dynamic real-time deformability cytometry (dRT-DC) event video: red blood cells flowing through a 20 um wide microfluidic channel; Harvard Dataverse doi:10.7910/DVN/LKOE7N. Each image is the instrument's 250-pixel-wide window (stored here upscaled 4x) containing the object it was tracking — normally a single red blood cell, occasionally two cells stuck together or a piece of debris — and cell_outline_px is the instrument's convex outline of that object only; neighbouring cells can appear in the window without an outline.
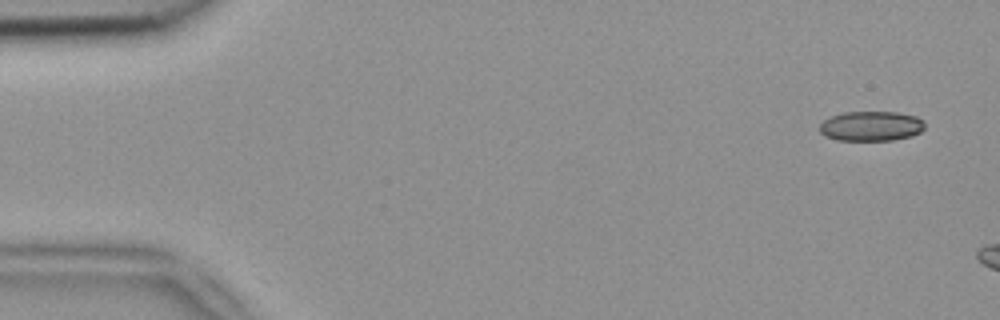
{"species": "common noctule bat (a hibernating species)", "species_latin": "Nyctalus noctula", "temperature_condition": "room temperature", "stored_images_in_passage": 3, "camera_frame_rate_fps": 3000, "um_per_image_px": 0.085, "animal": {"sex": "female", "body_mass_g": 18.4}, "frame": {"image": 1, "passage_image": 1, "time_ms": 0.0, "image_size_px": [1000, 320], "cell_outline_px": [[924, 128], [920, 132], [912, 136], [892, 140], [836, 140], [824, 136], [820, 132], [820, 124], [824, 120], [832, 116], [844, 112], [896, 112], [916, 116], [924, 120]], "centroid_in_image_um": [74.05, 10.72], "position_along_channel_um": 10.9, "area_um2": 18.32}}